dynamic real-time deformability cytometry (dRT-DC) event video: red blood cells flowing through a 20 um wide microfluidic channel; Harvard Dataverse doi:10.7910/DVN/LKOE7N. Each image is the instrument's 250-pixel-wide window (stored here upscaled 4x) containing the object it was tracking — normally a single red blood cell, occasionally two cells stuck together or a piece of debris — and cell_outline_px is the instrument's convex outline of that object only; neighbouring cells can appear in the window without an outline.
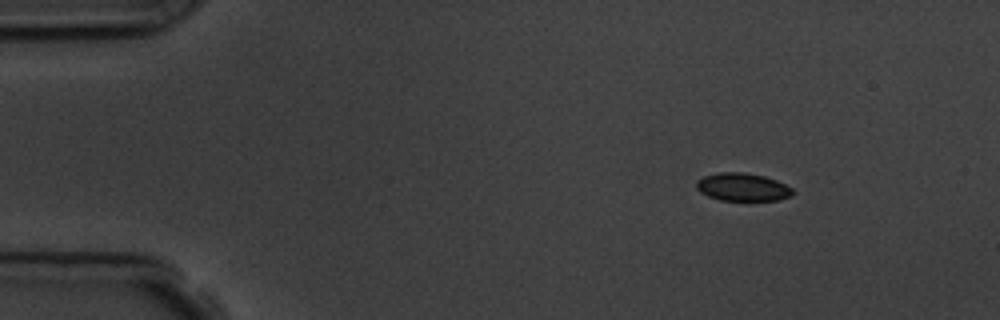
{"species": "common noctule bat (a hibernating species)", "species_latin": "Nyctalus noctula", "temperature_condition": "room temperature", "stored_images_in_passage": 10, "camera_frame_rate_fps": 3000, "um_per_image_px": 0.085, "animal": {"sex": "male", "body_mass_g": 19.5, "forearm_length_mm": 54.6}, "frame": {"image": 1, "passage_image": 1, "time_ms": 0.0, "image_size_px": [1000, 320], "cell_outline_px": [[796, 192], [792, 196], [780, 200], [720, 200], [708, 196], [700, 192], [696, 188], [696, 180], [704, 176], [720, 172], [744, 172], [764, 176], [776, 180], [792, 188]], "centroid_in_image_um": [63.13, 15.9], "position_along_channel_um": 21.9, "area_um2": 15.78}}
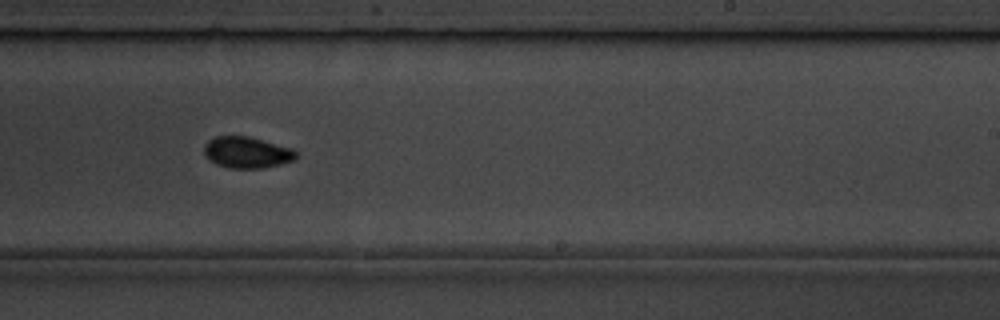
{"frame": {"image": 2, "passage_image": 9, "time_ms": 9.0, "image_size_px": [1000, 320], "cell_outline_px": [[296, 160], [264, 168], [228, 168], [216, 164], [208, 160], [204, 156], [204, 144], [208, 140], [216, 136], [248, 136], [292, 148], [296, 152]], "centroid_in_image_um": [20.95, 12.96], "position_along_channel_um": 268.0, "area_um2": 16.94}}